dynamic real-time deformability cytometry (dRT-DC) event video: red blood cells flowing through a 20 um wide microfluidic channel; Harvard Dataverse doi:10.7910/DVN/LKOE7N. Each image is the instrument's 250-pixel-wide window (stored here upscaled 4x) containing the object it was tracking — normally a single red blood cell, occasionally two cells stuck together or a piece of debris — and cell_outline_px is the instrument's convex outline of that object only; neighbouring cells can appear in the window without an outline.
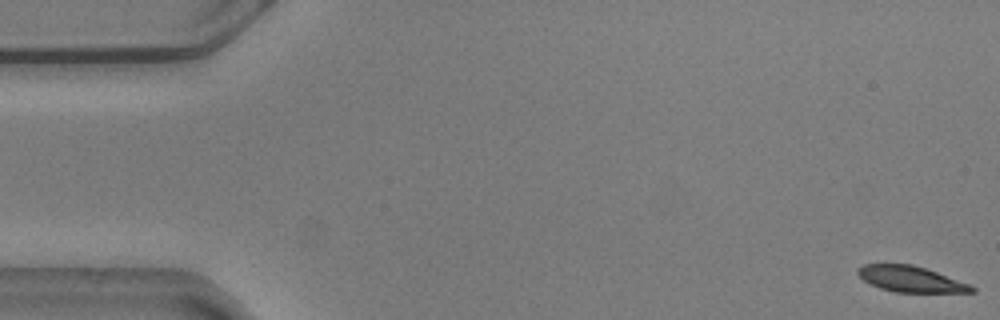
{"species": "common noctule bat (a hibernating species)", "species_latin": "Nyctalus noctula", "temperature_condition": "warm", "stored_images_in_passage": 56, "camera_frame_rate_fps": 3000, "um_per_image_px": 0.085, "animal": {"sex": "male", "body_mass_g": 20.5, "forearm_length_mm": 52.5}, "frame": {"image": 1, "passage_image": 1, "time_ms": 0.0, "image_size_px": [1000, 320], "cell_outline_px": [[976, 292], [896, 292], [880, 288], [864, 280], [856, 272], [856, 268], [864, 264], [912, 264], [972, 284], [976, 288]], "centroid_in_image_um": [77.44, 23.72], "position_along_channel_um": 7.6, "area_um2": 17.11}}
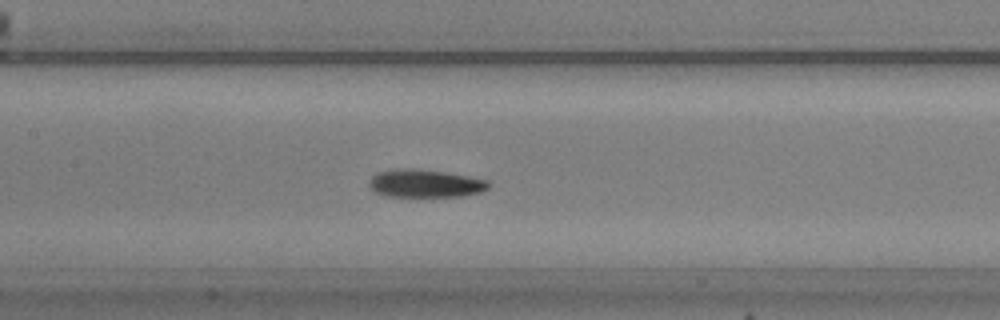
{"frame": {"image": 2, "passage_image": 26, "time_ms": 8.333, "image_size_px": [1000, 320], "cell_outline_px": [[492, 184], [488, 188], [480, 192], [464, 196], [384, 196], [376, 192], [368, 184], [372, 176], [376, 172], [396, 168], [416, 168], [448, 172], [488, 180]], "centroid_in_image_um": [36.15, 15.57], "position_along_channel_um": 171.2, "area_um2": 19.65}}
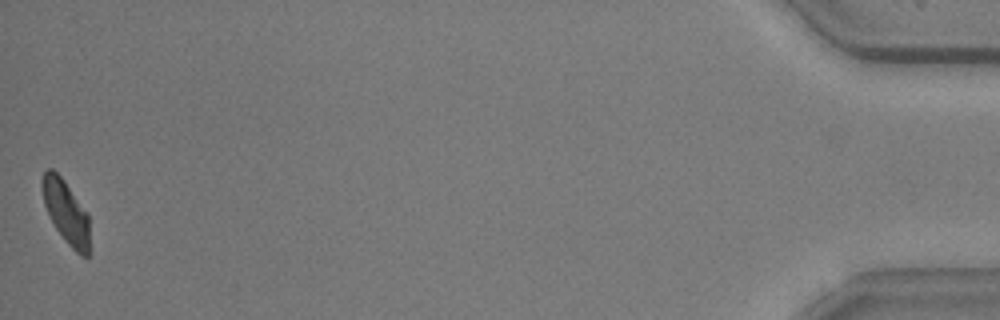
{"frame": {"image": 3, "passage_image": 56, "time_ms": 18.333, "image_size_px": [1000, 320], "cell_outline_px": [[88, 256], [80, 256], [68, 244], [56, 228], [44, 204], [40, 184], [40, 180], [44, 172], [48, 168], [52, 168], [64, 180], [88, 212]], "centroid_in_image_um": [5.59, 17.96], "position_along_channel_um": 429.6, "area_um2": 17.34}, "authors_computed_cell_mechanics": {"area_um2": 19.1607, "velocity_mm_per_s": 3.5886, "shape_relaxation_time_tau1_ms": 4.7378, "shape_relaxation_time_tau2_ms": 2.8646, "deformation_change_tau1": 0.1638, "deformation_change_tau2": 0.088}}